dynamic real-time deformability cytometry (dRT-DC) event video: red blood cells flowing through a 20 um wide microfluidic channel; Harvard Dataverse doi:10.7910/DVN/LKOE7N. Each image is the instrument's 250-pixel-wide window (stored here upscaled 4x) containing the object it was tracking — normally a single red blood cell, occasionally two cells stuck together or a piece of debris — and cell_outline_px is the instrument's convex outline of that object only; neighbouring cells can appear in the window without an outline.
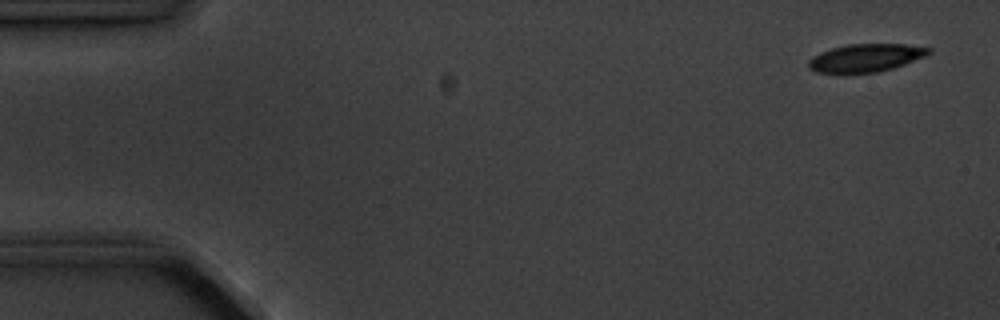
{"species": "common noctule bat (a hibernating species)", "species_latin": "Nyctalus noctula", "temperature_condition": "cold", "stored_images_in_passage": 4, "camera_frame_rate_fps": 3000, "um_per_image_px": 0.085, "animal": {"sex": "male", "body_mass_g": 20.1, "forearm_length_mm": 53.5}, "frame": {"image": 1, "passage_image": 1, "time_ms": 0.0, "image_size_px": [1000, 320], "cell_outline_px": [[932, 52], [924, 56], [904, 64], [880, 72], [816, 72], [808, 68], [808, 60], [812, 56], [820, 52], [832, 48], [848, 44], [904, 44], [932, 48]], "centroid_in_image_um": [73.58, 4.9], "position_along_channel_um": 11.4, "area_um2": 19.36}}
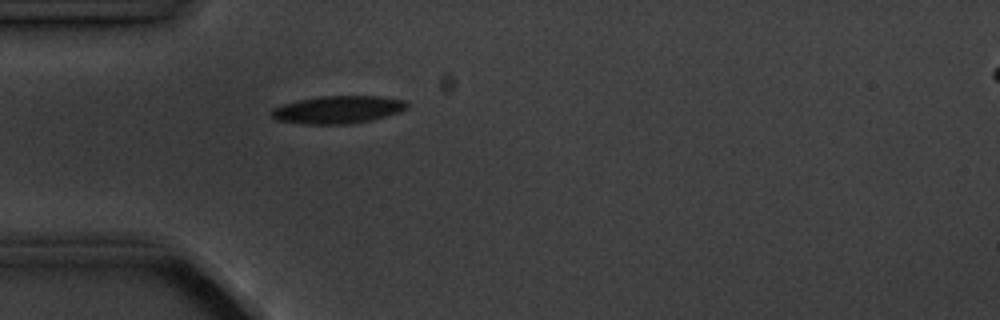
{"frame": {"image": 2, "passage_image": 4, "time_ms": 4.333, "image_size_px": [1000, 320], "cell_outline_px": [[408, 108], [400, 112], [372, 120], [352, 124], [304, 124], [276, 120], [268, 112], [272, 108], [284, 104], [300, 100], [320, 96], [380, 96], [404, 100], [408, 104]], "centroid_in_image_um": [28.73, 9.32], "position_along_channel_um": 56.3, "area_um2": 21.96}}